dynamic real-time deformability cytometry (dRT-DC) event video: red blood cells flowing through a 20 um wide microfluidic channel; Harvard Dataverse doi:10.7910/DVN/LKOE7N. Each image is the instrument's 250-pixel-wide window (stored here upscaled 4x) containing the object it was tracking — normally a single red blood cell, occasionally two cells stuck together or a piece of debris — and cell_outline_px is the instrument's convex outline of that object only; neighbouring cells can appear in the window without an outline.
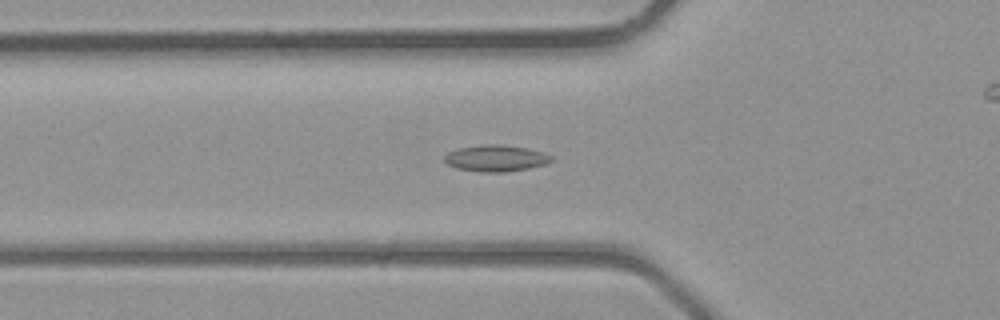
{"species": "common noctule bat (a hibernating species)", "species_latin": "Nyctalus noctula", "temperature_condition": "room temperature", "stored_images_in_passage": 42, "camera_frame_rate_fps": 3000, "um_per_image_px": 0.085, "animal": {"sex": "male", "body_mass_g": 23.1, "forearm_length_mm": 52.7}, "frame": {"image": 1, "passage_image": 15, "time_ms": 4.667, "image_size_px": [1000, 320], "cell_outline_px": [[556, 160], [544, 164], [528, 168], [504, 172], [480, 172], [456, 168], [448, 164], [444, 160], [444, 156], [448, 152], [456, 148], [480, 144], [500, 144], [528, 148], [544, 152], [556, 156]], "centroid_in_image_um": [42.18, 13.43], "position_along_channel_um": 83.6, "area_um2": 16.82}}
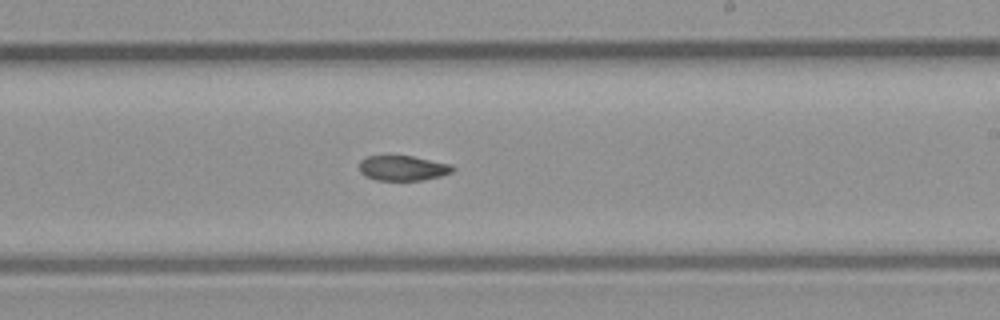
{"frame": {"image": 2, "passage_image": 25, "time_ms": 8.0, "image_size_px": [1000, 320], "cell_outline_px": [[456, 168], [452, 172], [440, 176], [424, 180], [376, 180], [364, 176], [360, 172], [360, 160], [364, 156], [412, 156], [452, 164]], "centroid_in_image_um": [34.24, 14.29], "position_along_channel_um": 254.8, "area_um2": 13.76}}
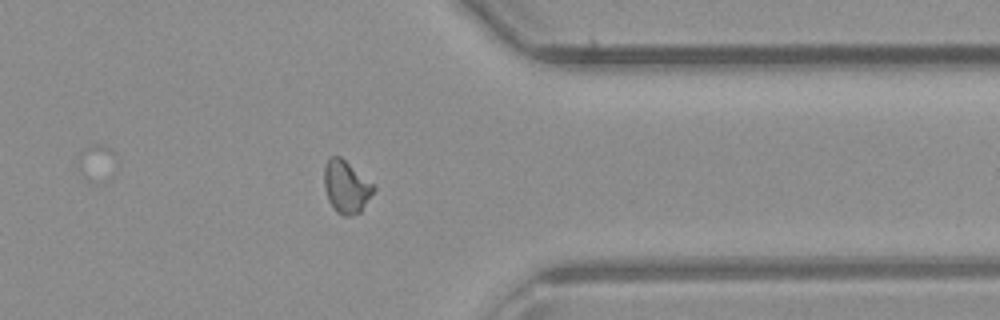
{"frame": {"image": 3, "passage_image": 33, "time_ms": 10.667, "image_size_px": [1000, 320], "cell_outline_px": [[376, 188], [360, 212], [348, 216], [340, 216], [336, 212], [328, 200], [324, 188], [324, 164], [332, 156], [340, 156], [372, 184]], "centroid_in_image_um": [29.39, 15.9], "position_along_channel_um": 382.0, "area_um2": 14.91}}